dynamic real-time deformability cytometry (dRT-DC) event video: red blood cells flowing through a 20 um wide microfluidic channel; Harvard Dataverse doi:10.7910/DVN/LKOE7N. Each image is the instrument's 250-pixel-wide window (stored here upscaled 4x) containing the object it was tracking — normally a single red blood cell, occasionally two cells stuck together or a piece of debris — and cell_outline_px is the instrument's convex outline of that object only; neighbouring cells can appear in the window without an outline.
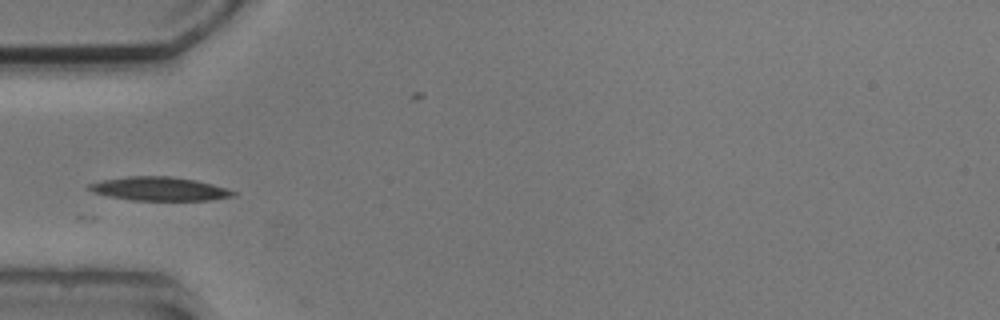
{"species": "common noctule bat (a hibernating species)", "species_latin": "Nyctalus noctula", "temperature_condition": "cold", "stored_images_in_passage": 4, "camera_frame_rate_fps": 3000, "um_per_image_px": 0.085, "animal": {"sex": "male", "body_mass_g": 20.5, "forearm_length_mm": 52.5}, "frame": {"image": 1, "passage_image": 3, "time_ms": 3.333, "image_size_px": [1000, 320], "cell_outline_px": [[236, 196], [212, 200], [132, 200], [108, 196], [92, 192], [84, 188], [88, 184], [100, 180], [128, 176], [172, 176], [196, 180], [212, 184], [236, 192]], "centroid_in_image_um": [13.5, 16.04], "position_along_channel_um": 71.5, "area_um2": 20.06}}